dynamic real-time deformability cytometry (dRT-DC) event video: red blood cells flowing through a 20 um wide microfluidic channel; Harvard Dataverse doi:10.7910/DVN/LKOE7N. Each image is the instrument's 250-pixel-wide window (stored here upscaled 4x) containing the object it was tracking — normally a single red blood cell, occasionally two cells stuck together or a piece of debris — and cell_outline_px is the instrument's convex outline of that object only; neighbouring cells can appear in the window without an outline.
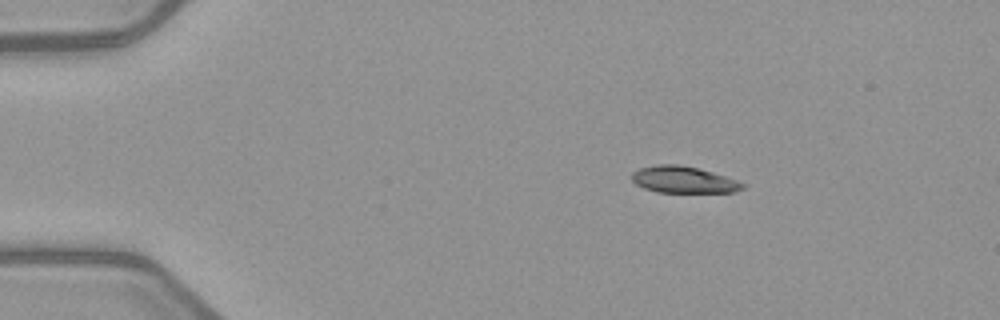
{"species": "common noctule bat (a hibernating species)", "species_latin": "Nyctalus noctula", "temperature_condition": "warm", "stored_images_in_passage": 4, "camera_frame_rate_fps": 3000, "um_per_image_px": 0.085, "animal": {"sex": "female", "body_mass_g": 21.9}, "frame": {"image": 1, "passage_image": 2, "time_ms": 1.0, "image_size_px": [1000, 320], "cell_outline_px": [[748, 184], [744, 188], [736, 192], [656, 192], [644, 188], [636, 184], [632, 180], [632, 172], [640, 168], [656, 164], [680, 164], [712, 172]], "centroid_in_image_um": [58.1, 15.27], "position_along_channel_um": 26.9, "area_um2": 17.22}}